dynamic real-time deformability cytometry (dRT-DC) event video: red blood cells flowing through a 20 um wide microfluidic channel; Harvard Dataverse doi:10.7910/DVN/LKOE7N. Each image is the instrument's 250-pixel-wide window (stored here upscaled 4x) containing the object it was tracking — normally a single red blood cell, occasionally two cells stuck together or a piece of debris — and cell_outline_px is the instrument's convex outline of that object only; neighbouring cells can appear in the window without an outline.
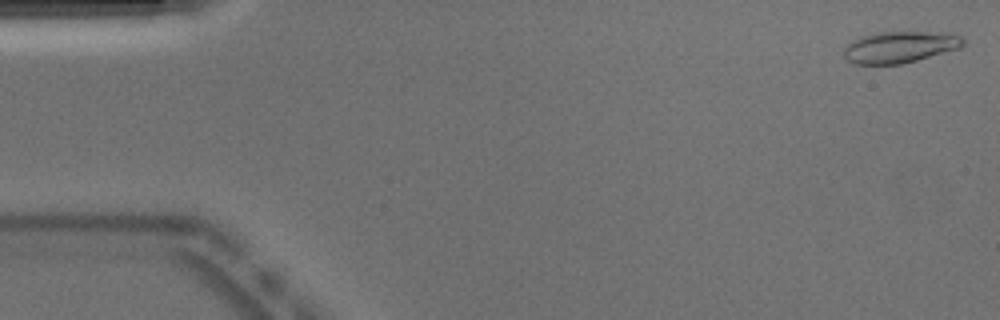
{"species": "Egyptian fruit bat (a non-hibernating species)", "species_latin": "Rousettus aegyptiacus", "temperature_condition": "warm", "stored_images_in_passage": 50, "camera_frame_rate_fps": 3000, "um_per_image_px": 0.085, "animal": {"sex": "male"}, "frame": {"image": 1, "passage_image": 1, "time_ms": 0.0, "image_size_px": [1000, 320], "cell_outline_px": [[964, 44], [960, 48], [916, 60], [900, 64], [856, 64], [848, 60], [844, 56], [844, 48], [852, 40], [860, 36], [880, 32], [948, 32], [964, 36]], "centroid_in_image_um": [76.52, 3.98], "position_along_channel_um": 8.5, "area_um2": 21.96}}
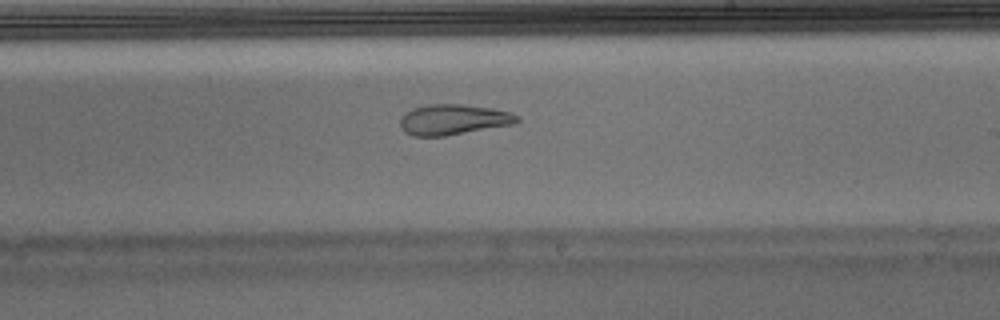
{"frame": {"image": 2, "passage_image": 29, "time_ms": 9.333, "image_size_px": [1000, 320], "cell_outline_px": [[520, 120], [516, 124], [444, 136], [412, 136], [404, 132], [400, 128], [400, 120], [412, 108], [428, 104], [460, 104], [492, 108], [512, 112], [520, 116]], "centroid_in_image_um": [38.58, 10.17], "position_along_channel_um": 250.4, "area_um2": 20.92}}
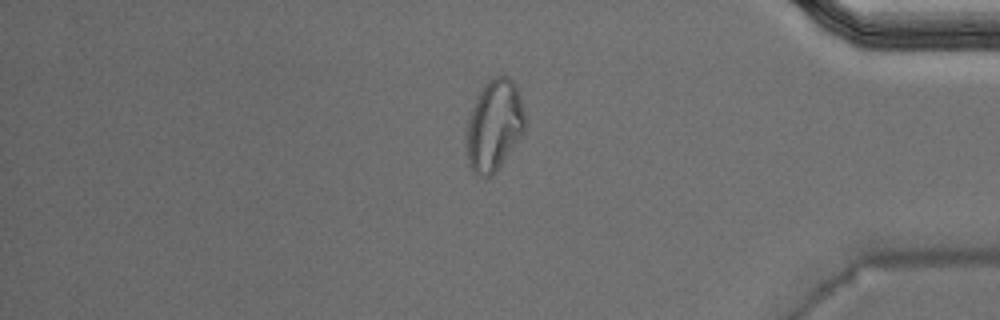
{"frame": {"image": 3, "passage_image": 42, "time_ms": 13.667, "image_size_px": [1000, 320], "cell_outline_px": [[528, 120], [524, 132], [496, 172], [488, 176], [480, 176], [468, 164], [468, 120], [476, 96], [484, 84], [492, 76], [504, 76], [512, 80], [516, 84]], "centroid_in_image_um": [42.06, 10.61], "position_along_channel_um": 393.1, "area_um2": 30.98}, "authors_computed_cell_mechanics": {"area_um2": 22.2819, "velocity_mm_per_s": 3.9527, "shape_relaxation_time_tau1_ms": null, "shape_relaxation_time_tau2_ms": 1.2021, "deformation_change_tau1": null, "deformation_change_tau2": 0.0897}}